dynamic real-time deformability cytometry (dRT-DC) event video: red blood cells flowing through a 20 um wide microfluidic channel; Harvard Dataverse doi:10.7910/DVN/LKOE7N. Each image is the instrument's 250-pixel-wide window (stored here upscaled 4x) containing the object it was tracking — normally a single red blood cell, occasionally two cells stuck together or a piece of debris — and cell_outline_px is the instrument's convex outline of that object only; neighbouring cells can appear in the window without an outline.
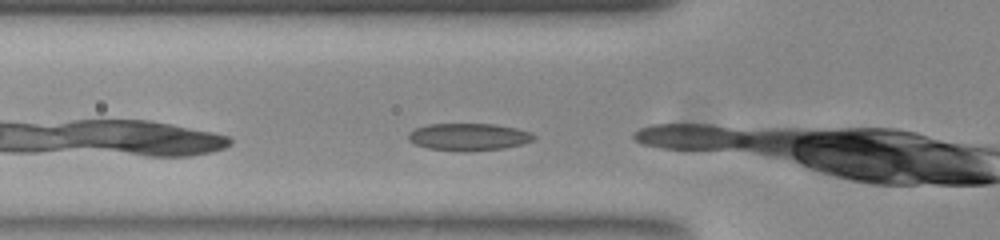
{"species": "common noctule bat (a hibernating species)", "species_latin": "Nyctalus noctula", "temperature_condition": "room temperature", "stored_images_in_passage": 3, "camera_frame_rate_fps": 3000, "um_per_image_px": 0.085, "animal": {"sex": "female", "body_mass_g": 23.0, "forearm_length_mm": 53.4}, "frame": {"image": 1, "passage_image": 2, "time_ms": 0.333, "image_size_px": [1000, 240], "cell_outline_px": [[536, 136], [532, 140], [520, 144], [500, 148], [428, 148], [416, 144], [408, 140], [408, 136], [416, 128], [428, 124], [492, 124], [516, 128], [528, 132]], "centroid_in_image_um": [39.82, 11.57], "position_along_channel_um": 86.0, "area_um2": 18.5}}